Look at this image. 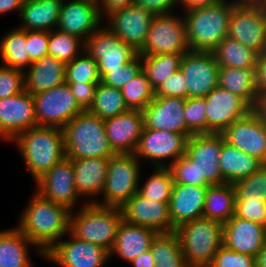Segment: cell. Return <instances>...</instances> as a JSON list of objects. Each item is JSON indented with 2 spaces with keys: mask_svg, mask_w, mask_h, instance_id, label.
Returning a JSON list of instances; mask_svg holds the SVG:
<instances>
[{
  "mask_svg": "<svg viewBox=\"0 0 266 267\" xmlns=\"http://www.w3.org/2000/svg\"><path fill=\"white\" fill-rule=\"evenodd\" d=\"M228 37L258 54L266 51V6L264 3L236 4L229 19Z\"/></svg>",
  "mask_w": 266,
  "mask_h": 267,
  "instance_id": "9c48e42d",
  "label": "cell"
},
{
  "mask_svg": "<svg viewBox=\"0 0 266 267\" xmlns=\"http://www.w3.org/2000/svg\"><path fill=\"white\" fill-rule=\"evenodd\" d=\"M142 71V61L138 55L133 61L123 65L121 69L112 70L106 73L101 78V83L104 85L122 89L131 79L137 76Z\"/></svg>",
  "mask_w": 266,
  "mask_h": 267,
  "instance_id": "bcb514c9",
  "label": "cell"
},
{
  "mask_svg": "<svg viewBox=\"0 0 266 267\" xmlns=\"http://www.w3.org/2000/svg\"><path fill=\"white\" fill-rule=\"evenodd\" d=\"M62 131L68 159L111 157L116 154L109 144L104 120L87 110L76 115Z\"/></svg>",
  "mask_w": 266,
  "mask_h": 267,
  "instance_id": "277c9868",
  "label": "cell"
},
{
  "mask_svg": "<svg viewBox=\"0 0 266 267\" xmlns=\"http://www.w3.org/2000/svg\"><path fill=\"white\" fill-rule=\"evenodd\" d=\"M157 232L149 227L131 224L124 220L119 224L116 238L109 252V259L113 256L127 261L134 260L141 252L150 249L151 242Z\"/></svg>",
  "mask_w": 266,
  "mask_h": 267,
  "instance_id": "83f0119b",
  "label": "cell"
},
{
  "mask_svg": "<svg viewBox=\"0 0 266 267\" xmlns=\"http://www.w3.org/2000/svg\"><path fill=\"white\" fill-rule=\"evenodd\" d=\"M207 187L174 183L168 203L170 220L174 229L203 217Z\"/></svg>",
  "mask_w": 266,
  "mask_h": 267,
  "instance_id": "484cf974",
  "label": "cell"
},
{
  "mask_svg": "<svg viewBox=\"0 0 266 267\" xmlns=\"http://www.w3.org/2000/svg\"><path fill=\"white\" fill-rule=\"evenodd\" d=\"M180 70L187 80V98L205 97L218 87L219 64L213 52L190 50L183 55Z\"/></svg>",
  "mask_w": 266,
  "mask_h": 267,
  "instance_id": "5bb4252c",
  "label": "cell"
},
{
  "mask_svg": "<svg viewBox=\"0 0 266 267\" xmlns=\"http://www.w3.org/2000/svg\"><path fill=\"white\" fill-rule=\"evenodd\" d=\"M37 126L62 129L84 110L64 82L52 89L33 95Z\"/></svg>",
  "mask_w": 266,
  "mask_h": 267,
  "instance_id": "30bf717a",
  "label": "cell"
},
{
  "mask_svg": "<svg viewBox=\"0 0 266 267\" xmlns=\"http://www.w3.org/2000/svg\"><path fill=\"white\" fill-rule=\"evenodd\" d=\"M121 94L130 110L142 111L155 97V90L142 70L122 87Z\"/></svg>",
  "mask_w": 266,
  "mask_h": 267,
  "instance_id": "b9f144b4",
  "label": "cell"
},
{
  "mask_svg": "<svg viewBox=\"0 0 266 267\" xmlns=\"http://www.w3.org/2000/svg\"><path fill=\"white\" fill-rule=\"evenodd\" d=\"M66 83L98 84L101 78L98 65L93 58L83 51L71 62L66 63Z\"/></svg>",
  "mask_w": 266,
  "mask_h": 267,
  "instance_id": "7bdbcfd3",
  "label": "cell"
},
{
  "mask_svg": "<svg viewBox=\"0 0 266 267\" xmlns=\"http://www.w3.org/2000/svg\"><path fill=\"white\" fill-rule=\"evenodd\" d=\"M109 144L116 154L134 153L144 129L141 110L125 113L104 120Z\"/></svg>",
  "mask_w": 266,
  "mask_h": 267,
  "instance_id": "d4e9b609",
  "label": "cell"
},
{
  "mask_svg": "<svg viewBox=\"0 0 266 267\" xmlns=\"http://www.w3.org/2000/svg\"><path fill=\"white\" fill-rule=\"evenodd\" d=\"M130 110L120 89L98 83L94 100L87 110L102 120L117 116Z\"/></svg>",
  "mask_w": 266,
  "mask_h": 267,
  "instance_id": "f35d334b",
  "label": "cell"
},
{
  "mask_svg": "<svg viewBox=\"0 0 266 267\" xmlns=\"http://www.w3.org/2000/svg\"><path fill=\"white\" fill-rule=\"evenodd\" d=\"M255 67H219L218 86L237 94L253 107L258 98L255 87Z\"/></svg>",
  "mask_w": 266,
  "mask_h": 267,
  "instance_id": "d6a6232c",
  "label": "cell"
},
{
  "mask_svg": "<svg viewBox=\"0 0 266 267\" xmlns=\"http://www.w3.org/2000/svg\"><path fill=\"white\" fill-rule=\"evenodd\" d=\"M131 265L133 267H155L151 250L141 252L134 260H132Z\"/></svg>",
  "mask_w": 266,
  "mask_h": 267,
  "instance_id": "91938a15",
  "label": "cell"
},
{
  "mask_svg": "<svg viewBox=\"0 0 266 267\" xmlns=\"http://www.w3.org/2000/svg\"><path fill=\"white\" fill-rule=\"evenodd\" d=\"M24 91V72L0 64V99Z\"/></svg>",
  "mask_w": 266,
  "mask_h": 267,
  "instance_id": "c3c4849f",
  "label": "cell"
},
{
  "mask_svg": "<svg viewBox=\"0 0 266 267\" xmlns=\"http://www.w3.org/2000/svg\"><path fill=\"white\" fill-rule=\"evenodd\" d=\"M172 173L174 183L199 186V171L186 154L178 158L168 167Z\"/></svg>",
  "mask_w": 266,
  "mask_h": 267,
  "instance_id": "681fc988",
  "label": "cell"
},
{
  "mask_svg": "<svg viewBox=\"0 0 266 267\" xmlns=\"http://www.w3.org/2000/svg\"><path fill=\"white\" fill-rule=\"evenodd\" d=\"M184 54H155L140 56L142 70L145 72L151 87L156 90L174 72L180 69Z\"/></svg>",
  "mask_w": 266,
  "mask_h": 267,
  "instance_id": "8d00e7d4",
  "label": "cell"
},
{
  "mask_svg": "<svg viewBox=\"0 0 266 267\" xmlns=\"http://www.w3.org/2000/svg\"><path fill=\"white\" fill-rule=\"evenodd\" d=\"M221 1L222 0H179V4L181 5L180 7L183 8V11H185L199 7H208Z\"/></svg>",
  "mask_w": 266,
  "mask_h": 267,
  "instance_id": "680465c9",
  "label": "cell"
},
{
  "mask_svg": "<svg viewBox=\"0 0 266 267\" xmlns=\"http://www.w3.org/2000/svg\"><path fill=\"white\" fill-rule=\"evenodd\" d=\"M134 153H119L110 157L108 172L102 190V200L95 204L121 208L138 192L142 165Z\"/></svg>",
  "mask_w": 266,
  "mask_h": 267,
  "instance_id": "52a82bcc",
  "label": "cell"
},
{
  "mask_svg": "<svg viewBox=\"0 0 266 267\" xmlns=\"http://www.w3.org/2000/svg\"><path fill=\"white\" fill-rule=\"evenodd\" d=\"M185 102L186 99L180 97L155 96L142 110L144 128L184 134L189 138L193 134L186 127Z\"/></svg>",
  "mask_w": 266,
  "mask_h": 267,
  "instance_id": "7402d4cb",
  "label": "cell"
},
{
  "mask_svg": "<svg viewBox=\"0 0 266 267\" xmlns=\"http://www.w3.org/2000/svg\"><path fill=\"white\" fill-rule=\"evenodd\" d=\"M235 199L232 183L208 186L203 217L225 224L235 215Z\"/></svg>",
  "mask_w": 266,
  "mask_h": 267,
  "instance_id": "836d02e7",
  "label": "cell"
},
{
  "mask_svg": "<svg viewBox=\"0 0 266 267\" xmlns=\"http://www.w3.org/2000/svg\"><path fill=\"white\" fill-rule=\"evenodd\" d=\"M252 111L266 125V94L258 96Z\"/></svg>",
  "mask_w": 266,
  "mask_h": 267,
  "instance_id": "6125c7cd",
  "label": "cell"
},
{
  "mask_svg": "<svg viewBox=\"0 0 266 267\" xmlns=\"http://www.w3.org/2000/svg\"><path fill=\"white\" fill-rule=\"evenodd\" d=\"M49 36V31H26V44L32 63L48 55Z\"/></svg>",
  "mask_w": 266,
  "mask_h": 267,
  "instance_id": "f5cc1de1",
  "label": "cell"
},
{
  "mask_svg": "<svg viewBox=\"0 0 266 267\" xmlns=\"http://www.w3.org/2000/svg\"><path fill=\"white\" fill-rule=\"evenodd\" d=\"M266 240V226L233 215L223 224V245L256 257Z\"/></svg>",
  "mask_w": 266,
  "mask_h": 267,
  "instance_id": "cb8c5ba5",
  "label": "cell"
},
{
  "mask_svg": "<svg viewBox=\"0 0 266 267\" xmlns=\"http://www.w3.org/2000/svg\"><path fill=\"white\" fill-rule=\"evenodd\" d=\"M236 4H246V3H264V0H230Z\"/></svg>",
  "mask_w": 266,
  "mask_h": 267,
  "instance_id": "e7e4bbea",
  "label": "cell"
},
{
  "mask_svg": "<svg viewBox=\"0 0 266 267\" xmlns=\"http://www.w3.org/2000/svg\"><path fill=\"white\" fill-rule=\"evenodd\" d=\"M55 243L45 254V259L60 267H104L109 259V252L96 244L74 237Z\"/></svg>",
  "mask_w": 266,
  "mask_h": 267,
  "instance_id": "9a60e30c",
  "label": "cell"
},
{
  "mask_svg": "<svg viewBox=\"0 0 266 267\" xmlns=\"http://www.w3.org/2000/svg\"><path fill=\"white\" fill-rule=\"evenodd\" d=\"M229 1L183 11L190 50L213 52L227 37L234 8V3Z\"/></svg>",
  "mask_w": 266,
  "mask_h": 267,
  "instance_id": "3957f363",
  "label": "cell"
},
{
  "mask_svg": "<svg viewBox=\"0 0 266 267\" xmlns=\"http://www.w3.org/2000/svg\"><path fill=\"white\" fill-rule=\"evenodd\" d=\"M186 83L187 80L179 69L155 90V96L180 97L187 99Z\"/></svg>",
  "mask_w": 266,
  "mask_h": 267,
  "instance_id": "816d5d0a",
  "label": "cell"
},
{
  "mask_svg": "<svg viewBox=\"0 0 266 267\" xmlns=\"http://www.w3.org/2000/svg\"><path fill=\"white\" fill-rule=\"evenodd\" d=\"M206 134L222 133L234 121L246 116L252 107L240 96L219 86L205 97Z\"/></svg>",
  "mask_w": 266,
  "mask_h": 267,
  "instance_id": "2e32d148",
  "label": "cell"
},
{
  "mask_svg": "<svg viewBox=\"0 0 266 267\" xmlns=\"http://www.w3.org/2000/svg\"><path fill=\"white\" fill-rule=\"evenodd\" d=\"M98 0L63 1L56 29L81 39L84 43L104 22Z\"/></svg>",
  "mask_w": 266,
  "mask_h": 267,
  "instance_id": "d6986e66",
  "label": "cell"
},
{
  "mask_svg": "<svg viewBox=\"0 0 266 267\" xmlns=\"http://www.w3.org/2000/svg\"><path fill=\"white\" fill-rule=\"evenodd\" d=\"M62 0H24L17 26L25 31H52L56 29Z\"/></svg>",
  "mask_w": 266,
  "mask_h": 267,
  "instance_id": "f546056e",
  "label": "cell"
},
{
  "mask_svg": "<svg viewBox=\"0 0 266 267\" xmlns=\"http://www.w3.org/2000/svg\"><path fill=\"white\" fill-rule=\"evenodd\" d=\"M66 81V63L52 56L34 61L24 71V90L32 95L57 87Z\"/></svg>",
  "mask_w": 266,
  "mask_h": 267,
  "instance_id": "f1b7e54d",
  "label": "cell"
},
{
  "mask_svg": "<svg viewBox=\"0 0 266 267\" xmlns=\"http://www.w3.org/2000/svg\"><path fill=\"white\" fill-rule=\"evenodd\" d=\"M235 201H244L246 198H259L266 202V164L248 177L233 183Z\"/></svg>",
  "mask_w": 266,
  "mask_h": 267,
  "instance_id": "ee69618b",
  "label": "cell"
},
{
  "mask_svg": "<svg viewBox=\"0 0 266 267\" xmlns=\"http://www.w3.org/2000/svg\"><path fill=\"white\" fill-rule=\"evenodd\" d=\"M189 51L184 16L169 13L153 18L138 55L185 54Z\"/></svg>",
  "mask_w": 266,
  "mask_h": 267,
  "instance_id": "ba28073f",
  "label": "cell"
},
{
  "mask_svg": "<svg viewBox=\"0 0 266 267\" xmlns=\"http://www.w3.org/2000/svg\"><path fill=\"white\" fill-rule=\"evenodd\" d=\"M70 87L72 95L75 97L79 106L84 110H88L94 100L96 87L98 84L86 83H67Z\"/></svg>",
  "mask_w": 266,
  "mask_h": 267,
  "instance_id": "db71d44e",
  "label": "cell"
},
{
  "mask_svg": "<svg viewBox=\"0 0 266 267\" xmlns=\"http://www.w3.org/2000/svg\"><path fill=\"white\" fill-rule=\"evenodd\" d=\"M134 4V0H98L101 17L104 19L111 12Z\"/></svg>",
  "mask_w": 266,
  "mask_h": 267,
  "instance_id": "6f0895ef",
  "label": "cell"
},
{
  "mask_svg": "<svg viewBox=\"0 0 266 267\" xmlns=\"http://www.w3.org/2000/svg\"><path fill=\"white\" fill-rule=\"evenodd\" d=\"M84 51L96 61L100 78L138 56V51L120 40L105 24L86 40Z\"/></svg>",
  "mask_w": 266,
  "mask_h": 267,
  "instance_id": "8fae6325",
  "label": "cell"
},
{
  "mask_svg": "<svg viewBox=\"0 0 266 267\" xmlns=\"http://www.w3.org/2000/svg\"><path fill=\"white\" fill-rule=\"evenodd\" d=\"M168 203L147 199L137 192L120 208L122 220L157 233L173 232Z\"/></svg>",
  "mask_w": 266,
  "mask_h": 267,
  "instance_id": "603a6c76",
  "label": "cell"
},
{
  "mask_svg": "<svg viewBox=\"0 0 266 267\" xmlns=\"http://www.w3.org/2000/svg\"><path fill=\"white\" fill-rule=\"evenodd\" d=\"M10 30L0 40L1 65L24 72L32 64L26 44V31L18 27Z\"/></svg>",
  "mask_w": 266,
  "mask_h": 267,
  "instance_id": "e575fe53",
  "label": "cell"
},
{
  "mask_svg": "<svg viewBox=\"0 0 266 267\" xmlns=\"http://www.w3.org/2000/svg\"><path fill=\"white\" fill-rule=\"evenodd\" d=\"M156 15L136 4L115 10L106 16V26L122 41L139 51L145 43ZM108 24V25H107Z\"/></svg>",
  "mask_w": 266,
  "mask_h": 267,
  "instance_id": "e0dca14e",
  "label": "cell"
},
{
  "mask_svg": "<svg viewBox=\"0 0 266 267\" xmlns=\"http://www.w3.org/2000/svg\"><path fill=\"white\" fill-rule=\"evenodd\" d=\"M209 267H256V257L232 251L222 245L215 253Z\"/></svg>",
  "mask_w": 266,
  "mask_h": 267,
  "instance_id": "7dc6e473",
  "label": "cell"
},
{
  "mask_svg": "<svg viewBox=\"0 0 266 267\" xmlns=\"http://www.w3.org/2000/svg\"><path fill=\"white\" fill-rule=\"evenodd\" d=\"M110 157L72 159L74 185L79 197H88L86 203H96L104 188ZM97 197V198H96Z\"/></svg>",
  "mask_w": 266,
  "mask_h": 267,
  "instance_id": "4316f807",
  "label": "cell"
},
{
  "mask_svg": "<svg viewBox=\"0 0 266 267\" xmlns=\"http://www.w3.org/2000/svg\"><path fill=\"white\" fill-rule=\"evenodd\" d=\"M44 258V253L17 227L0 231V267H34L29 256V247Z\"/></svg>",
  "mask_w": 266,
  "mask_h": 267,
  "instance_id": "4dcf8cb0",
  "label": "cell"
},
{
  "mask_svg": "<svg viewBox=\"0 0 266 267\" xmlns=\"http://www.w3.org/2000/svg\"><path fill=\"white\" fill-rule=\"evenodd\" d=\"M48 45V55L65 63L71 62L85 49L81 39L58 29L50 31Z\"/></svg>",
  "mask_w": 266,
  "mask_h": 267,
  "instance_id": "60d3db41",
  "label": "cell"
},
{
  "mask_svg": "<svg viewBox=\"0 0 266 267\" xmlns=\"http://www.w3.org/2000/svg\"><path fill=\"white\" fill-rule=\"evenodd\" d=\"M235 215L266 226V202L259 198L235 201Z\"/></svg>",
  "mask_w": 266,
  "mask_h": 267,
  "instance_id": "f907efd6",
  "label": "cell"
},
{
  "mask_svg": "<svg viewBox=\"0 0 266 267\" xmlns=\"http://www.w3.org/2000/svg\"><path fill=\"white\" fill-rule=\"evenodd\" d=\"M187 140L184 134L144 128L134 154L152 168H166L186 153Z\"/></svg>",
  "mask_w": 266,
  "mask_h": 267,
  "instance_id": "7c38bea8",
  "label": "cell"
},
{
  "mask_svg": "<svg viewBox=\"0 0 266 267\" xmlns=\"http://www.w3.org/2000/svg\"><path fill=\"white\" fill-rule=\"evenodd\" d=\"M255 72L257 94L258 96L266 94V51L258 54Z\"/></svg>",
  "mask_w": 266,
  "mask_h": 267,
  "instance_id": "9f6ffc18",
  "label": "cell"
},
{
  "mask_svg": "<svg viewBox=\"0 0 266 267\" xmlns=\"http://www.w3.org/2000/svg\"><path fill=\"white\" fill-rule=\"evenodd\" d=\"M10 143L18 148L34 181L66 157L60 128H30L19 133Z\"/></svg>",
  "mask_w": 266,
  "mask_h": 267,
  "instance_id": "7a4b0ae2",
  "label": "cell"
},
{
  "mask_svg": "<svg viewBox=\"0 0 266 267\" xmlns=\"http://www.w3.org/2000/svg\"><path fill=\"white\" fill-rule=\"evenodd\" d=\"M24 0H0V14L16 11L20 15Z\"/></svg>",
  "mask_w": 266,
  "mask_h": 267,
  "instance_id": "94428289",
  "label": "cell"
},
{
  "mask_svg": "<svg viewBox=\"0 0 266 267\" xmlns=\"http://www.w3.org/2000/svg\"><path fill=\"white\" fill-rule=\"evenodd\" d=\"M37 127L33 95L25 90L0 99V138L11 142L19 133Z\"/></svg>",
  "mask_w": 266,
  "mask_h": 267,
  "instance_id": "44dd1931",
  "label": "cell"
},
{
  "mask_svg": "<svg viewBox=\"0 0 266 267\" xmlns=\"http://www.w3.org/2000/svg\"><path fill=\"white\" fill-rule=\"evenodd\" d=\"M153 173L141 184L142 172L139 179L138 193L150 200L169 202L172 194L174 181L168 167H153Z\"/></svg>",
  "mask_w": 266,
  "mask_h": 267,
  "instance_id": "ab89813d",
  "label": "cell"
},
{
  "mask_svg": "<svg viewBox=\"0 0 266 267\" xmlns=\"http://www.w3.org/2000/svg\"><path fill=\"white\" fill-rule=\"evenodd\" d=\"M36 189L42 197L54 203L68 208L70 211L76 209L79 195L74 185L72 159L64 158L55 164L35 181Z\"/></svg>",
  "mask_w": 266,
  "mask_h": 267,
  "instance_id": "ac0fdd59",
  "label": "cell"
},
{
  "mask_svg": "<svg viewBox=\"0 0 266 267\" xmlns=\"http://www.w3.org/2000/svg\"><path fill=\"white\" fill-rule=\"evenodd\" d=\"M206 101L204 97L187 98L184 119L187 129L194 134H206Z\"/></svg>",
  "mask_w": 266,
  "mask_h": 267,
  "instance_id": "f6af8a7d",
  "label": "cell"
},
{
  "mask_svg": "<svg viewBox=\"0 0 266 267\" xmlns=\"http://www.w3.org/2000/svg\"><path fill=\"white\" fill-rule=\"evenodd\" d=\"M256 267H266V240L259 254L256 256Z\"/></svg>",
  "mask_w": 266,
  "mask_h": 267,
  "instance_id": "be15d7a7",
  "label": "cell"
},
{
  "mask_svg": "<svg viewBox=\"0 0 266 267\" xmlns=\"http://www.w3.org/2000/svg\"><path fill=\"white\" fill-rule=\"evenodd\" d=\"M219 67L246 68L256 66L258 53L238 41L226 37L213 51Z\"/></svg>",
  "mask_w": 266,
  "mask_h": 267,
  "instance_id": "74e56055",
  "label": "cell"
},
{
  "mask_svg": "<svg viewBox=\"0 0 266 267\" xmlns=\"http://www.w3.org/2000/svg\"><path fill=\"white\" fill-rule=\"evenodd\" d=\"M221 134L225 142L266 164V125L252 110Z\"/></svg>",
  "mask_w": 266,
  "mask_h": 267,
  "instance_id": "ffe728a7",
  "label": "cell"
},
{
  "mask_svg": "<svg viewBox=\"0 0 266 267\" xmlns=\"http://www.w3.org/2000/svg\"><path fill=\"white\" fill-rule=\"evenodd\" d=\"M16 226L44 254L69 233L70 210L33 192Z\"/></svg>",
  "mask_w": 266,
  "mask_h": 267,
  "instance_id": "6da1fadb",
  "label": "cell"
},
{
  "mask_svg": "<svg viewBox=\"0 0 266 267\" xmlns=\"http://www.w3.org/2000/svg\"><path fill=\"white\" fill-rule=\"evenodd\" d=\"M134 4L142 6L155 15L173 13V9L178 7L179 0H134Z\"/></svg>",
  "mask_w": 266,
  "mask_h": 267,
  "instance_id": "11a10c76",
  "label": "cell"
},
{
  "mask_svg": "<svg viewBox=\"0 0 266 267\" xmlns=\"http://www.w3.org/2000/svg\"><path fill=\"white\" fill-rule=\"evenodd\" d=\"M219 165L223 184H233L238 180L248 177L253 172H256L263 163L257 158L244 153L224 141L222 144Z\"/></svg>",
  "mask_w": 266,
  "mask_h": 267,
  "instance_id": "1f68e13d",
  "label": "cell"
},
{
  "mask_svg": "<svg viewBox=\"0 0 266 267\" xmlns=\"http://www.w3.org/2000/svg\"><path fill=\"white\" fill-rule=\"evenodd\" d=\"M121 221L120 208L85 202L77 213L75 210L70 212L69 232L78 239L101 246L110 252Z\"/></svg>",
  "mask_w": 266,
  "mask_h": 267,
  "instance_id": "5b68a950",
  "label": "cell"
},
{
  "mask_svg": "<svg viewBox=\"0 0 266 267\" xmlns=\"http://www.w3.org/2000/svg\"><path fill=\"white\" fill-rule=\"evenodd\" d=\"M155 267H188L175 231L157 233L150 245Z\"/></svg>",
  "mask_w": 266,
  "mask_h": 267,
  "instance_id": "d590c367",
  "label": "cell"
},
{
  "mask_svg": "<svg viewBox=\"0 0 266 267\" xmlns=\"http://www.w3.org/2000/svg\"><path fill=\"white\" fill-rule=\"evenodd\" d=\"M221 133L194 134L186 144V155L196 163L199 186L223 184L219 159L224 142Z\"/></svg>",
  "mask_w": 266,
  "mask_h": 267,
  "instance_id": "4fadbf2b",
  "label": "cell"
},
{
  "mask_svg": "<svg viewBox=\"0 0 266 267\" xmlns=\"http://www.w3.org/2000/svg\"><path fill=\"white\" fill-rule=\"evenodd\" d=\"M188 267H209L223 245V224L198 218L175 229Z\"/></svg>",
  "mask_w": 266,
  "mask_h": 267,
  "instance_id": "8992f818",
  "label": "cell"
}]
</instances>
